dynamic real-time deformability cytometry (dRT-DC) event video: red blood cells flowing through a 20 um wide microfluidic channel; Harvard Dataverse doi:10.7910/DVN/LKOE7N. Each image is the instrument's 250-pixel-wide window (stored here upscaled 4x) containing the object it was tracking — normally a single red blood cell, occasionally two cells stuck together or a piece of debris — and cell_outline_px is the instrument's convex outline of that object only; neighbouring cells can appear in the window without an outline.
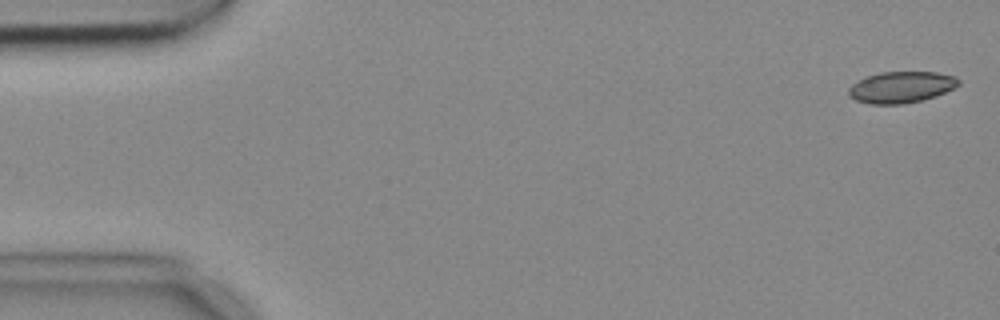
{"species": "common noctule bat (a hibernating species)", "species_latin": "Nyctalus noctula", "temperature_condition": "cold", "stored_images_in_passage": 5, "camera_frame_rate_fps": 3000, "um_per_image_px": 0.085, "animal": {"sex": "female", "body_mass_g": 18.4}, "frame": {"image": 1, "passage_image": 1, "time_ms": 0.0, "image_size_px": [1000, 320], "cell_outline_px": [[960, 84], [936, 96], [904, 104], [868, 104], [856, 100], [848, 96], [848, 88], [852, 84], [868, 76], [880, 72], [936, 72], [956, 76], [960, 80]], "centroid_in_image_um": [76.59, 7.41], "position_along_channel_um": 8.4, "area_um2": 20.06}}
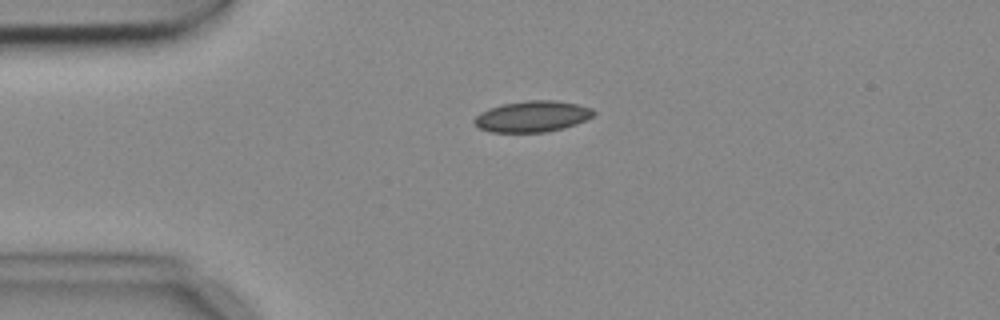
{"frame": {"image": 2, "passage_image": 4, "time_ms": 1.0, "image_size_px": [1000, 320], "cell_outline_px": [[596, 112], [592, 116], [576, 124], [564, 128], [544, 132], [492, 132], [480, 128], [472, 124], [472, 120], [480, 112], [488, 108], [504, 104], [528, 100], [552, 100], [576, 104], [592, 108]], "centroid_in_image_um": [45.21, 9.9], "position_along_channel_um": 39.8, "area_um2": 21.56}}